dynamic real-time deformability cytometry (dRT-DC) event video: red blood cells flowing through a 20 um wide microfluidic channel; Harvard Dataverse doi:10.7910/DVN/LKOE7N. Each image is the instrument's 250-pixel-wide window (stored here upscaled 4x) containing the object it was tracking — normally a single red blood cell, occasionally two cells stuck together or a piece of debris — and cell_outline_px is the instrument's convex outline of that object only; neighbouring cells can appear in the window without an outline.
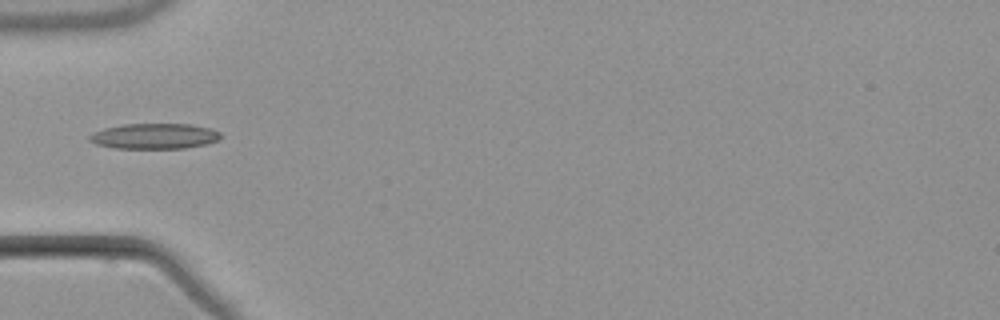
{"species": "common noctule bat (a hibernating species)", "species_latin": "Nyctalus noctula", "temperature_condition": "warm", "stored_images_in_passage": 6, "camera_frame_rate_fps": 3000, "um_per_image_px": 0.085, "animal": {"sex": "male", "body_mass_g": 21.5, "forearm_length_mm": 52.0}, "frame": {"image": 1, "passage_image": 5, "time_ms": 6.0, "image_size_px": [1000, 320], "cell_outline_px": [[220, 136], [216, 140], [204, 144], [184, 148], [112, 148], [96, 144], [88, 140], [88, 136], [92, 132], [104, 128], [124, 124], [192, 124], [212, 128], [220, 132]], "centroid_in_image_um": [13.08, 11.56], "position_along_channel_um": 71.9, "area_um2": 19.48}}
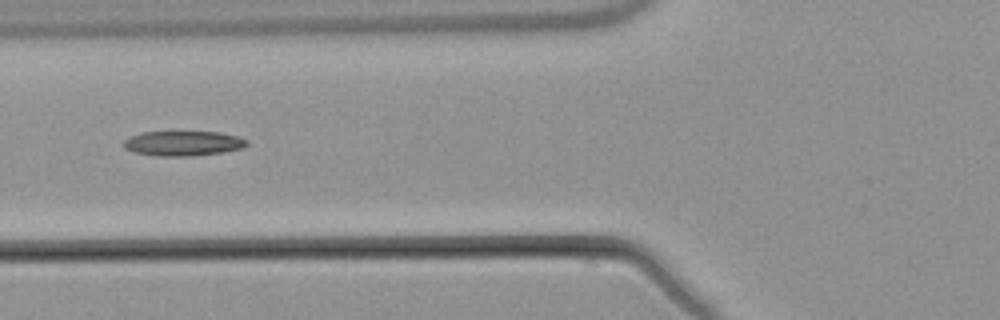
{"frame": {"image": 2, "passage_image": 6, "time_ms": 7.0, "image_size_px": [1000, 320], "cell_outline_px": [[248, 144], [244, 148], [220, 152], [192, 156], [156, 156], [136, 152], [124, 148], [120, 144], [124, 140], [132, 136], [144, 132], [220, 132], [240, 136], [248, 140]], "centroid_in_image_um": [15.59, 12.18], "position_along_channel_um": 110.2, "area_um2": 17.92}}